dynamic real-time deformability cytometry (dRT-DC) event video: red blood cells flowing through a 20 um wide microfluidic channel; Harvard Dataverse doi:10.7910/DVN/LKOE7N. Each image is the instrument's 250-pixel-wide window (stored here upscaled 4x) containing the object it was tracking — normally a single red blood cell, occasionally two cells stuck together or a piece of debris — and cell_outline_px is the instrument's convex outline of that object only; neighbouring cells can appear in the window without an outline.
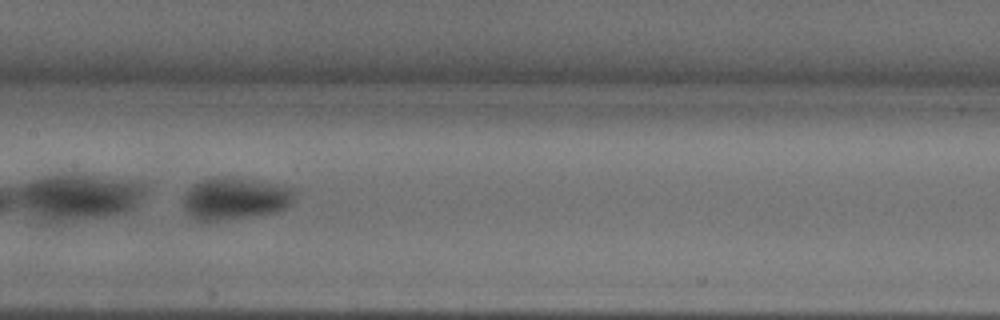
{"species": "common noctule bat (a hibernating species)", "species_latin": "Nyctalus noctula", "temperature_condition": "warm", "stored_images_in_passage": 50, "camera_frame_rate_fps": 3000, "um_per_image_px": 0.085, "animal": {"sex": "male", "body_mass_g": 18.8}, "frame": {"image": 1, "passage_image": 24, "time_ms": 7.667, "image_size_px": [1000, 320], "cell_outline_px": [[296, 192], [292, 204], [288, 208], [276, 212], [252, 216], [216, 220], [196, 220], [184, 208], [184, 196], [188, 188], [200, 180], [252, 180], [276, 184], [296, 188]], "centroid_in_image_um": [20.06, 16.91], "position_along_channel_um": 187.3, "area_um2": 26.47}}
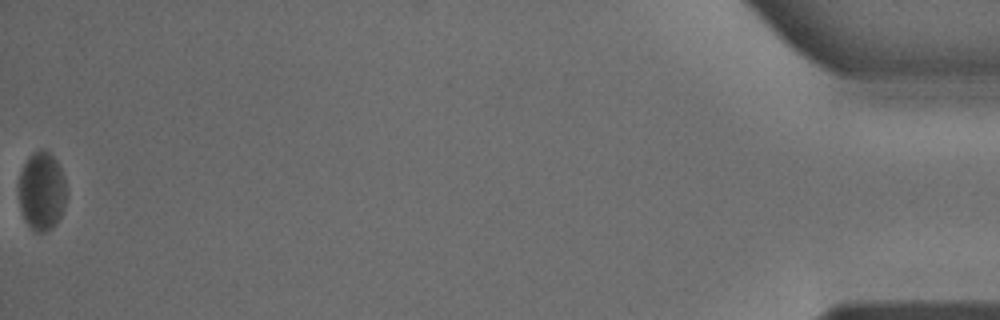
{"frame": {"image": 2, "passage_image": 50, "time_ms": 16.333, "image_size_px": [1000, 320], "cell_outline_px": [[64, 208], [56, 224], [52, 228], [44, 232], [36, 232], [28, 224], [20, 208], [20, 172], [24, 164], [36, 152], [48, 152], [56, 160], [60, 168], [64, 180]], "centroid_in_image_um": [3.55, 16.3], "position_along_channel_um": 431.6, "area_um2": 20.87}, "authors_computed_cell_mechanics": {"area_um2": 26.4724, "velocity_mm_per_s": 3.965, "shape_relaxation_time_tau1_ms": 5.7975, "shape_relaxation_time_tau2_ms": null, "deformation_change_tau1": 0.1358, "deformation_change_tau2": null}}